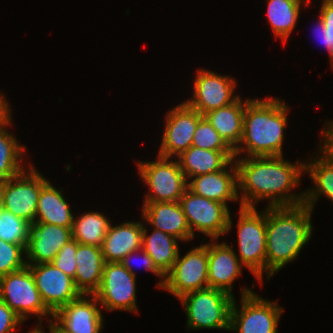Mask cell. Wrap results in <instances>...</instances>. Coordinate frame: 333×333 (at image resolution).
Instances as JSON below:
<instances>
[{
  "instance_id": "4fadbf2b",
  "label": "cell",
  "mask_w": 333,
  "mask_h": 333,
  "mask_svg": "<svg viewBox=\"0 0 333 333\" xmlns=\"http://www.w3.org/2000/svg\"><path fill=\"white\" fill-rule=\"evenodd\" d=\"M196 74V78L193 80V98L191 97L184 102L201 115L227 106L240 97L239 94L234 93L237 80L229 75H220L204 68L197 69Z\"/></svg>"
},
{
  "instance_id": "277c9868",
  "label": "cell",
  "mask_w": 333,
  "mask_h": 333,
  "mask_svg": "<svg viewBox=\"0 0 333 333\" xmlns=\"http://www.w3.org/2000/svg\"><path fill=\"white\" fill-rule=\"evenodd\" d=\"M234 299L225 291L206 288L188 292L178 300L184 306L189 330L206 328L229 331Z\"/></svg>"
},
{
  "instance_id": "ab89813d",
  "label": "cell",
  "mask_w": 333,
  "mask_h": 333,
  "mask_svg": "<svg viewBox=\"0 0 333 333\" xmlns=\"http://www.w3.org/2000/svg\"><path fill=\"white\" fill-rule=\"evenodd\" d=\"M316 27H315V35L318 36L317 38L321 41V43L323 44L324 48H326L327 50V38H326V32H325V26L324 23L322 21V19L320 18V16L318 17V22H316Z\"/></svg>"
},
{
  "instance_id": "484cf974",
  "label": "cell",
  "mask_w": 333,
  "mask_h": 333,
  "mask_svg": "<svg viewBox=\"0 0 333 333\" xmlns=\"http://www.w3.org/2000/svg\"><path fill=\"white\" fill-rule=\"evenodd\" d=\"M143 222L142 249L148 253L156 268L166 276L172 269L178 254V241L180 239L152 228L153 232L148 234V229Z\"/></svg>"
},
{
  "instance_id": "ac0fdd59",
  "label": "cell",
  "mask_w": 333,
  "mask_h": 333,
  "mask_svg": "<svg viewBox=\"0 0 333 333\" xmlns=\"http://www.w3.org/2000/svg\"><path fill=\"white\" fill-rule=\"evenodd\" d=\"M208 250V286L219 289L233 296L232 284L242 275V264L233 250L226 242L217 243L210 240ZM216 241V242H215Z\"/></svg>"
},
{
  "instance_id": "d590c367",
  "label": "cell",
  "mask_w": 333,
  "mask_h": 333,
  "mask_svg": "<svg viewBox=\"0 0 333 333\" xmlns=\"http://www.w3.org/2000/svg\"><path fill=\"white\" fill-rule=\"evenodd\" d=\"M321 9L318 12L320 18L322 19L326 38H327V51L330 57L331 66L333 68V0H322Z\"/></svg>"
},
{
  "instance_id": "e0dca14e",
  "label": "cell",
  "mask_w": 333,
  "mask_h": 333,
  "mask_svg": "<svg viewBox=\"0 0 333 333\" xmlns=\"http://www.w3.org/2000/svg\"><path fill=\"white\" fill-rule=\"evenodd\" d=\"M71 239V228L32 223L25 255L26 264L53 262L59 250Z\"/></svg>"
},
{
  "instance_id": "836d02e7",
  "label": "cell",
  "mask_w": 333,
  "mask_h": 333,
  "mask_svg": "<svg viewBox=\"0 0 333 333\" xmlns=\"http://www.w3.org/2000/svg\"><path fill=\"white\" fill-rule=\"evenodd\" d=\"M76 251L77 241L72 238L59 250L52 262L57 268L73 279L75 278L77 266L75 259Z\"/></svg>"
},
{
  "instance_id": "d6986e66",
  "label": "cell",
  "mask_w": 333,
  "mask_h": 333,
  "mask_svg": "<svg viewBox=\"0 0 333 333\" xmlns=\"http://www.w3.org/2000/svg\"><path fill=\"white\" fill-rule=\"evenodd\" d=\"M187 188L196 195L218 201L228 207L227 202L239 200L237 167L234 160L220 171L190 178Z\"/></svg>"
},
{
  "instance_id": "4316f807",
  "label": "cell",
  "mask_w": 333,
  "mask_h": 333,
  "mask_svg": "<svg viewBox=\"0 0 333 333\" xmlns=\"http://www.w3.org/2000/svg\"><path fill=\"white\" fill-rule=\"evenodd\" d=\"M318 153H321V156L304 162V172L309 174L315 186L304 191L303 204L312 210L320 195L326 196L333 202V161L321 150Z\"/></svg>"
},
{
  "instance_id": "52a82bcc",
  "label": "cell",
  "mask_w": 333,
  "mask_h": 333,
  "mask_svg": "<svg viewBox=\"0 0 333 333\" xmlns=\"http://www.w3.org/2000/svg\"><path fill=\"white\" fill-rule=\"evenodd\" d=\"M138 173L149 188L144 202H179L188 181L175 158L157 156L156 161H137Z\"/></svg>"
},
{
  "instance_id": "f35d334b",
  "label": "cell",
  "mask_w": 333,
  "mask_h": 333,
  "mask_svg": "<svg viewBox=\"0 0 333 333\" xmlns=\"http://www.w3.org/2000/svg\"><path fill=\"white\" fill-rule=\"evenodd\" d=\"M5 97H6L5 94L3 95L0 92V125H2L12 116L11 111L13 109H11V107L9 106L10 103H8Z\"/></svg>"
},
{
  "instance_id": "f546056e",
  "label": "cell",
  "mask_w": 333,
  "mask_h": 333,
  "mask_svg": "<svg viewBox=\"0 0 333 333\" xmlns=\"http://www.w3.org/2000/svg\"><path fill=\"white\" fill-rule=\"evenodd\" d=\"M79 216H74L72 238L79 244L101 248L111 224L110 219L98 211L85 212Z\"/></svg>"
},
{
  "instance_id": "60d3db41",
  "label": "cell",
  "mask_w": 333,
  "mask_h": 333,
  "mask_svg": "<svg viewBox=\"0 0 333 333\" xmlns=\"http://www.w3.org/2000/svg\"><path fill=\"white\" fill-rule=\"evenodd\" d=\"M48 329L51 333H67L64 332L52 319H49Z\"/></svg>"
},
{
  "instance_id": "ee69618b",
  "label": "cell",
  "mask_w": 333,
  "mask_h": 333,
  "mask_svg": "<svg viewBox=\"0 0 333 333\" xmlns=\"http://www.w3.org/2000/svg\"><path fill=\"white\" fill-rule=\"evenodd\" d=\"M308 5H310L311 0H305Z\"/></svg>"
},
{
  "instance_id": "ffe728a7",
  "label": "cell",
  "mask_w": 333,
  "mask_h": 333,
  "mask_svg": "<svg viewBox=\"0 0 333 333\" xmlns=\"http://www.w3.org/2000/svg\"><path fill=\"white\" fill-rule=\"evenodd\" d=\"M142 221L153 228L173 235L181 241L193 239L179 202H144Z\"/></svg>"
},
{
  "instance_id": "5b68a950",
  "label": "cell",
  "mask_w": 333,
  "mask_h": 333,
  "mask_svg": "<svg viewBox=\"0 0 333 333\" xmlns=\"http://www.w3.org/2000/svg\"><path fill=\"white\" fill-rule=\"evenodd\" d=\"M238 220V248L241 264L261 282L266 274V208L241 207Z\"/></svg>"
},
{
  "instance_id": "5bb4252c",
  "label": "cell",
  "mask_w": 333,
  "mask_h": 333,
  "mask_svg": "<svg viewBox=\"0 0 333 333\" xmlns=\"http://www.w3.org/2000/svg\"><path fill=\"white\" fill-rule=\"evenodd\" d=\"M203 117L184 101L166 113L158 155L177 158L192 146L199 120Z\"/></svg>"
},
{
  "instance_id": "44dd1931",
  "label": "cell",
  "mask_w": 333,
  "mask_h": 333,
  "mask_svg": "<svg viewBox=\"0 0 333 333\" xmlns=\"http://www.w3.org/2000/svg\"><path fill=\"white\" fill-rule=\"evenodd\" d=\"M143 222L129 221L108 228L102 245L105 262H121L130 252L142 248Z\"/></svg>"
},
{
  "instance_id": "b9f144b4",
  "label": "cell",
  "mask_w": 333,
  "mask_h": 333,
  "mask_svg": "<svg viewBox=\"0 0 333 333\" xmlns=\"http://www.w3.org/2000/svg\"><path fill=\"white\" fill-rule=\"evenodd\" d=\"M3 181L0 184V212L4 210Z\"/></svg>"
},
{
  "instance_id": "3957f363",
  "label": "cell",
  "mask_w": 333,
  "mask_h": 333,
  "mask_svg": "<svg viewBox=\"0 0 333 333\" xmlns=\"http://www.w3.org/2000/svg\"><path fill=\"white\" fill-rule=\"evenodd\" d=\"M290 107L279 98L251 99L245 106L243 133L235 157L283 156Z\"/></svg>"
},
{
  "instance_id": "6da1fadb",
  "label": "cell",
  "mask_w": 333,
  "mask_h": 333,
  "mask_svg": "<svg viewBox=\"0 0 333 333\" xmlns=\"http://www.w3.org/2000/svg\"><path fill=\"white\" fill-rule=\"evenodd\" d=\"M284 156L234 158L237 167L238 198L241 207L256 208L261 200L267 207L303 204L304 192L292 193L300 185L304 162H289ZM236 159V160H235Z\"/></svg>"
},
{
  "instance_id": "8992f818",
  "label": "cell",
  "mask_w": 333,
  "mask_h": 333,
  "mask_svg": "<svg viewBox=\"0 0 333 333\" xmlns=\"http://www.w3.org/2000/svg\"><path fill=\"white\" fill-rule=\"evenodd\" d=\"M240 310L234 299L229 332L236 333H277L279 319L284 311L278 301H268L252 289L241 288Z\"/></svg>"
},
{
  "instance_id": "d6a6232c",
  "label": "cell",
  "mask_w": 333,
  "mask_h": 333,
  "mask_svg": "<svg viewBox=\"0 0 333 333\" xmlns=\"http://www.w3.org/2000/svg\"><path fill=\"white\" fill-rule=\"evenodd\" d=\"M24 255L26 250L22 246L0 239V277L27 266Z\"/></svg>"
},
{
  "instance_id": "8d00e7d4",
  "label": "cell",
  "mask_w": 333,
  "mask_h": 333,
  "mask_svg": "<svg viewBox=\"0 0 333 333\" xmlns=\"http://www.w3.org/2000/svg\"><path fill=\"white\" fill-rule=\"evenodd\" d=\"M23 320L0 298V333H14Z\"/></svg>"
},
{
  "instance_id": "7402d4cb",
  "label": "cell",
  "mask_w": 333,
  "mask_h": 333,
  "mask_svg": "<svg viewBox=\"0 0 333 333\" xmlns=\"http://www.w3.org/2000/svg\"><path fill=\"white\" fill-rule=\"evenodd\" d=\"M74 283L81 294L94 295L99 289L105 260L102 248L77 242Z\"/></svg>"
},
{
  "instance_id": "f1b7e54d",
  "label": "cell",
  "mask_w": 333,
  "mask_h": 333,
  "mask_svg": "<svg viewBox=\"0 0 333 333\" xmlns=\"http://www.w3.org/2000/svg\"><path fill=\"white\" fill-rule=\"evenodd\" d=\"M12 121L10 117L0 125V179L2 181L9 180L25 170L23 156L26 146L18 143L17 137L7 129L8 126H12Z\"/></svg>"
},
{
  "instance_id": "7c38bea8",
  "label": "cell",
  "mask_w": 333,
  "mask_h": 333,
  "mask_svg": "<svg viewBox=\"0 0 333 333\" xmlns=\"http://www.w3.org/2000/svg\"><path fill=\"white\" fill-rule=\"evenodd\" d=\"M136 282V277L121 262H105L102 281L94 296L107 311L138 313Z\"/></svg>"
},
{
  "instance_id": "9c48e42d",
  "label": "cell",
  "mask_w": 333,
  "mask_h": 333,
  "mask_svg": "<svg viewBox=\"0 0 333 333\" xmlns=\"http://www.w3.org/2000/svg\"><path fill=\"white\" fill-rule=\"evenodd\" d=\"M187 224L195 237V230L218 240L220 236L230 232L232 217L229 208L218 201L207 199L191 192L188 188L179 200Z\"/></svg>"
},
{
  "instance_id": "ba28073f",
  "label": "cell",
  "mask_w": 333,
  "mask_h": 333,
  "mask_svg": "<svg viewBox=\"0 0 333 333\" xmlns=\"http://www.w3.org/2000/svg\"><path fill=\"white\" fill-rule=\"evenodd\" d=\"M0 298L23 322L32 315L37 316V325H42L44 317L53 318V313L43 302L28 266L0 277Z\"/></svg>"
},
{
  "instance_id": "7bdbcfd3",
  "label": "cell",
  "mask_w": 333,
  "mask_h": 333,
  "mask_svg": "<svg viewBox=\"0 0 333 333\" xmlns=\"http://www.w3.org/2000/svg\"><path fill=\"white\" fill-rule=\"evenodd\" d=\"M29 333H45V331L43 330L42 325H36V327L29 331ZM49 333L51 332L49 331Z\"/></svg>"
},
{
  "instance_id": "30bf717a",
  "label": "cell",
  "mask_w": 333,
  "mask_h": 333,
  "mask_svg": "<svg viewBox=\"0 0 333 333\" xmlns=\"http://www.w3.org/2000/svg\"><path fill=\"white\" fill-rule=\"evenodd\" d=\"M206 288H209L207 243L190 249L182 257L178 254L162 289L179 299L188 292Z\"/></svg>"
},
{
  "instance_id": "8fae6325",
  "label": "cell",
  "mask_w": 333,
  "mask_h": 333,
  "mask_svg": "<svg viewBox=\"0 0 333 333\" xmlns=\"http://www.w3.org/2000/svg\"><path fill=\"white\" fill-rule=\"evenodd\" d=\"M27 169L3 181L4 208L32 224L35 223L41 188L49 180L42 176L32 163Z\"/></svg>"
},
{
  "instance_id": "1f68e13d",
  "label": "cell",
  "mask_w": 333,
  "mask_h": 333,
  "mask_svg": "<svg viewBox=\"0 0 333 333\" xmlns=\"http://www.w3.org/2000/svg\"><path fill=\"white\" fill-rule=\"evenodd\" d=\"M192 146L215 151H234L204 116L198 122Z\"/></svg>"
},
{
  "instance_id": "74e56055",
  "label": "cell",
  "mask_w": 333,
  "mask_h": 333,
  "mask_svg": "<svg viewBox=\"0 0 333 333\" xmlns=\"http://www.w3.org/2000/svg\"><path fill=\"white\" fill-rule=\"evenodd\" d=\"M324 130L321 131L322 144L320 149L333 161V121H327Z\"/></svg>"
},
{
  "instance_id": "cb8c5ba5",
  "label": "cell",
  "mask_w": 333,
  "mask_h": 333,
  "mask_svg": "<svg viewBox=\"0 0 333 333\" xmlns=\"http://www.w3.org/2000/svg\"><path fill=\"white\" fill-rule=\"evenodd\" d=\"M251 99L244 102L239 97L235 102L203 115L233 150L241 141L245 106Z\"/></svg>"
},
{
  "instance_id": "2e32d148",
  "label": "cell",
  "mask_w": 333,
  "mask_h": 333,
  "mask_svg": "<svg viewBox=\"0 0 333 333\" xmlns=\"http://www.w3.org/2000/svg\"><path fill=\"white\" fill-rule=\"evenodd\" d=\"M100 309L94 295L82 294L58 309L51 319L67 333H101L104 318Z\"/></svg>"
},
{
  "instance_id": "83f0119b",
  "label": "cell",
  "mask_w": 333,
  "mask_h": 333,
  "mask_svg": "<svg viewBox=\"0 0 333 333\" xmlns=\"http://www.w3.org/2000/svg\"><path fill=\"white\" fill-rule=\"evenodd\" d=\"M267 18L276 37L286 43L290 34L296 28L301 5L308 6L305 0H266Z\"/></svg>"
},
{
  "instance_id": "e575fe53",
  "label": "cell",
  "mask_w": 333,
  "mask_h": 333,
  "mask_svg": "<svg viewBox=\"0 0 333 333\" xmlns=\"http://www.w3.org/2000/svg\"><path fill=\"white\" fill-rule=\"evenodd\" d=\"M142 255L141 259L143 261V266L147 269V271L152 272L153 274L157 275V277H160V282L157 283V288H163L164 282H165V276L156 268L153 260L151 257L146 253L142 248L130 252L127 256L123 258L121 261V264L132 274L136 277V272L133 269V264L131 260H133L135 256ZM138 258V257H137Z\"/></svg>"
},
{
  "instance_id": "7a4b0ae2",
  "label": "cell",
  "mask_w": 333,
  "mask_h": 333,
  "mask_svg": "<svg viewBox=\"0 0 333 333\" xmlns=\"http://www.w3.org/2000/svg\"><path fill=\"white\" fill-rule=\"evenodd\" d=\"M313 210L305 204L266 206V279L295 260L313 233Z\"/></svg>"
},
{
  "instance_id": "603a6c76",
  "label": "cell",
  "mask_w": 333,
  "mask_h": 333,
  "mask_svg": "<svg viewBox=\"0 0 333 333\" xmlns=\"http://www.w3.org/2000/svg\"><path fill=\"white\" fill-rule=\"evenodd\" d=\"M234 158V151H215L191 146L178 156L177 160L188 181L192 177L220 171Z\"/></svg>"
},
{
  "instance_id": "9a60e30c",
  "label": "cell",
  "mask_w": 333,
  "mask_h": 333,
  "mask_svg": "<svg viewBox=\"0 0 333 333\" xmlns=\"http://www.w3.org/2000/svg\"><path fill=\"white\" fill-rule=\"evenodd\" d=\"M27 266L43 302L53 314L82 295L76 288L74 279L57 268L54 263L27 264Z\"/></svg>"
},
{
  "instance_id": "d4e9b609",
  "label": "cell",
  "mask_w": 333,
  "mask_h": 333,
  "mask_svg": "<svg viewBox=\"0 0 333 333\" xmlns=\"http://www.w3.org/2000/svg\"><path fill=\"white\" fill-rule=\"evenodd\" d=\"M63 189H56L49 181L41 188L35 223H48L65 228H72L74 214L71 206L64 199Z\"/></svg>"
},
{
  "instance_id": "4dcf8cb0",
  "label": "cell",
  "mask_w": 333,
  "mask_h": 333,
  "mask_svg": "<svg viewBox=\"0 0 333 333\" xmlns=\"http://www.w3.org/2000/svg\"><path fill=\"white\" fill-rule=\"evenodd\" d=\"M31 223L17 217L10 211L0 212V239L22 246L25 250L28 246Z\"/></svg>"
}]
</instances>
